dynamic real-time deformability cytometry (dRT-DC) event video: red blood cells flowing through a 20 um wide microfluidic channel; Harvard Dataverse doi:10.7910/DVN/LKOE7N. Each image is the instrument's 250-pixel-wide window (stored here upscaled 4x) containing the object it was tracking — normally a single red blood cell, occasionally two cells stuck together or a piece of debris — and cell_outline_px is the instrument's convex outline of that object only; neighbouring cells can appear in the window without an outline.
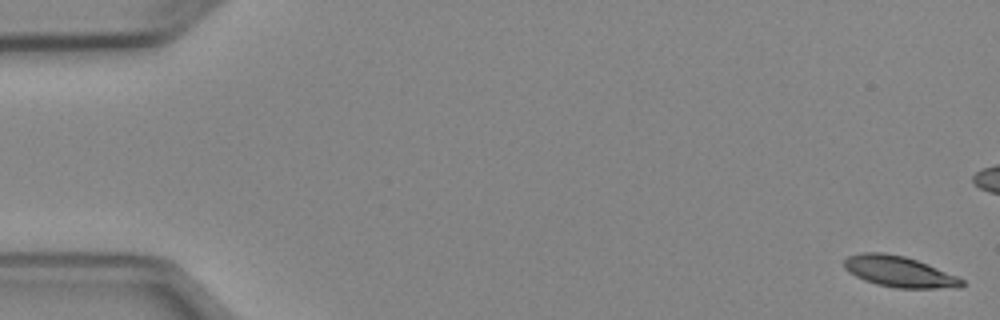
{"species": "Egyptian fruit bat (a non-hibernating species)", "species_latin": "Rousettus aegyptiacus", "temperature_condition": "cold", "stored_images_in_passage": 53, "camera_frame_rate_fps": 3000, "um_per_image_px": 0.085, "animal": {"sex": "female"}, "frame": {"image": 1, "passage_image": 1, "time_ms": 0.0, "image_size_px": [1000, 320], "cell_outline_px": [[964, 284], [960, 288], [896, 288], [876, 284], [864, 280], [848, 272], [844, 268], [844, 260], [848, 256], [860, 252], [884, 252], [904, 256], [916, 260], [956, 276], [964, 280]], "centroid_in_image_um": [76.39, 23.09], "position_along_channel_um": 8.6, "area_um2": 21.15}}
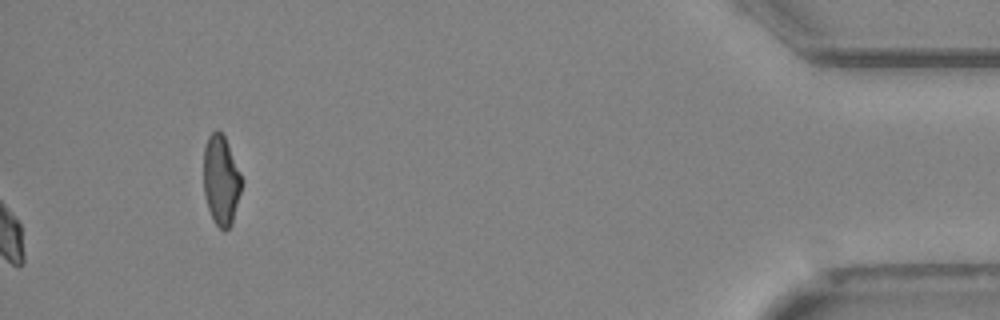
{"frame": {"image": 2, "passage_image": 53, "time_ms": 17.333, "image_size_px": [1000, 320], "cell_outline_px": [[240, 192], [232, 224], [224, 232], [212, 220], [204, 196], [204, 148], [208, 136], [216, 128], [224, 136], [228, 144], [240, 172]], "centroid_in_image_um": [18.76, 15.33], "position_along_channel_um": 416.4, "area_um2": 19.71}, "authors_computed_cell_mechanics": {"area_um2": 21.7328, "velocity_mm_per_s": 3.9209, "shape_relaxation_time_tau1_ms": 4.0731, "shape_relaxation_time_tau2_ms": 10.3624, "deformation_change_tau1": 0.1215, "deformation_change_tau2": 0.148}}